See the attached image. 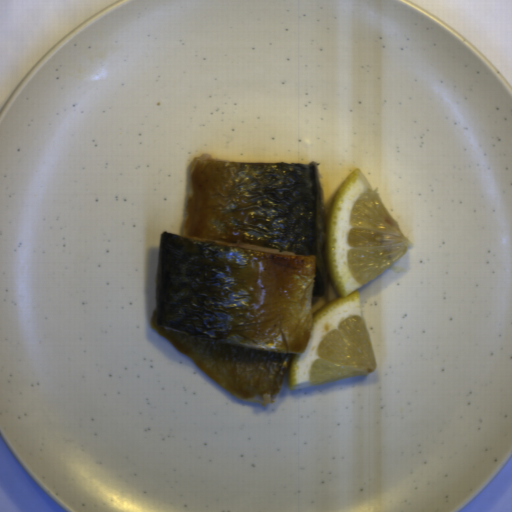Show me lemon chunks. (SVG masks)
I'll list each match as a JSON object with an SVG mask.
<instances>
[{
    "mask_svg": "<svg viewBox=\"0 0 512 512\" xmlns=\"http://www.w3.org/2000/svg\"><path fill=\"white\" fill-rule=\"evenodd\" d=\"M411 245L355 169L326 215L325 260L339 297L314 313L307 346L289 366L290 390L367 377L377 369L359 289L383 275Z\"/></svg>",
    "mask_w": 512,
    "mask_h": 512,
    "instance_id": "obj_1",
    "label": "lemon chunks"
}]
</instances>
